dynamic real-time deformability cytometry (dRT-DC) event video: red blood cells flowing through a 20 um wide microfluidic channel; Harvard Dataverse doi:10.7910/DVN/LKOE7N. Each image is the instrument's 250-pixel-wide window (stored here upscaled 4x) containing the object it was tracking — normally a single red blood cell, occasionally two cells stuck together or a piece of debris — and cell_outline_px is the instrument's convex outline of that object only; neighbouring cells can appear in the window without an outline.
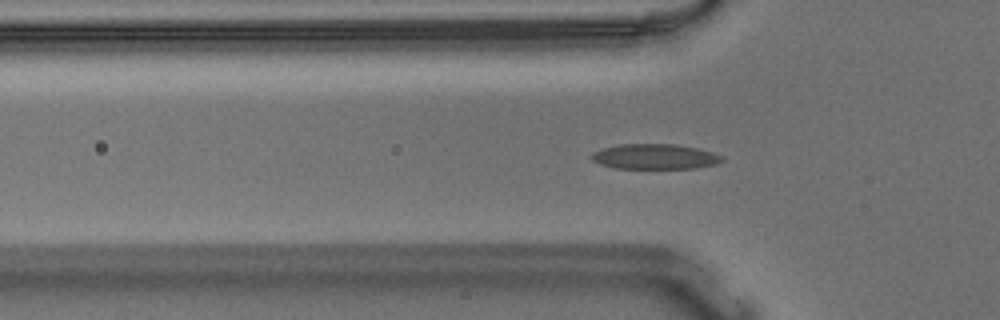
{"species": "Egyptian fruit bat (a non-hibernating species)", "species_latin": "Rousettus aegyptiacus", "temperature_condition": "warm", "stored_images_in_passage": 56, "camera_frame_rate_fps": 3000, "um_per_image_px": 0.085, "animal": {"sex": "male"}, "frame": {"image": 1, "passage_image": 17, "time_ms": 5.333, "image_size_px": [1000, 320], "cell_outline_px": [[724, 160], [716, 164], [696, 168], [612, 168], [600, 164], [592, 160], [588, 156], [592, 152], [604, 148], [620, 144], [676, 144], [696, 148], [712, 152], [724, 156]], "centroid_in_image_um": [55.65, 13.31], "position_along_channel_um": 70.2, "area_um2": 19.25}}
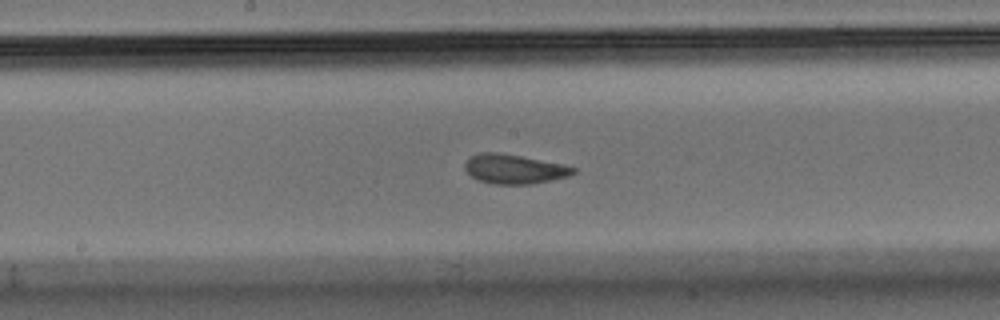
{"frame": {"image": 2, "passage_image": 28, "time_ms": 9.0, "image_size_px": [1000, 320], "cell_outline_px": [[576, 172], [568, 176], [532, 184], [496, 184], [476, 180], [464, 168], [464, 164], [472, 156], [480, 152], [500, 152], [564, 164], [576, 168]], "centroid_in_image_um": [43.71, 14.36], "position_along_channel_um": 204.5, "area_um2": 18.55}}
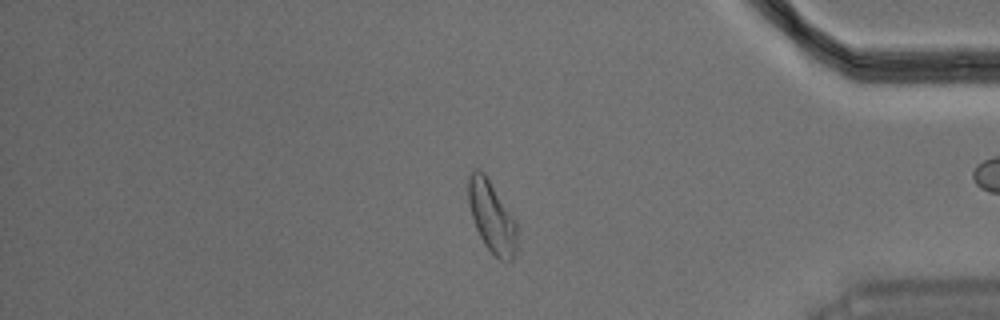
{"frame": {"image": 3, "passage_image": 46, "time_ms": 15.0, "image_size_px": [1000, 320], "cell_outline_px": [[516, 252], [512, 260], [508, 264], [500, 260], [484, 244], [476, 228], [468, 204], [468, 176], [472, 168], [480, 168], [484, 172], [516, 220]], "centroid_in_image_um": [41.79, 18.41], "position_along_channel_um": 393.4, "area_um2": 20.46}, "authors_computed_cell_mechanics": {"area_um2": 18.5249, "velocity_mm_per_s": 3.6253, "shape_relaxation_time_tau1_ms": 5.894, "shape_relaxation_time_tau2_ms": 1.4397, "deformation_change_tau1": 0.1669, "deformation_change_tau2": 0.0717}}